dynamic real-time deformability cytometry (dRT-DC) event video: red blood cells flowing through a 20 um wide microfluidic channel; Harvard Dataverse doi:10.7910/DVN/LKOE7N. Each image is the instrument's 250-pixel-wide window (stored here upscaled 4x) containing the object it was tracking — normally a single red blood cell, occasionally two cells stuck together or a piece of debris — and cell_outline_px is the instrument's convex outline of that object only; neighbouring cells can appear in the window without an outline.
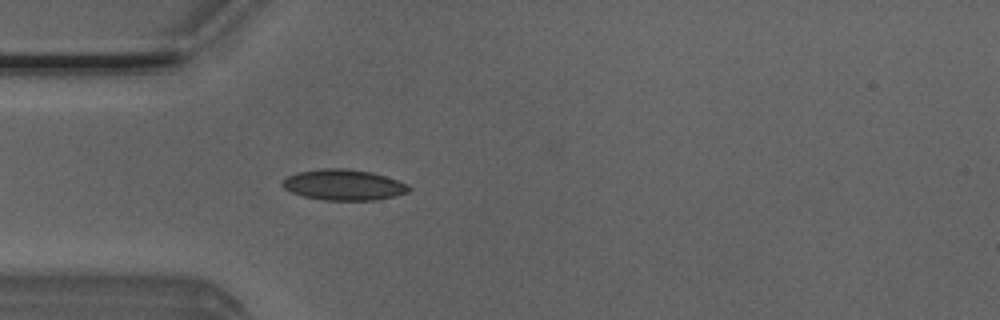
{"species": "Egyptian fruit bat (a non-hibernating species)", "species_latin": "Rousettus aegyptiacus", "temperature_condition": "room temperature", "stored_images_in_passage": 43, "camera_frame_rate_fps": 3000, "um_per_image_px": 0.085, "animal": {"sex": "male"}, "frame": {"image": 1, "passage_image": 5, "time_ms": 1.333, "image_size_px": [1000, 320], "cell_outline_px": [[412, 188], [408, 192], [396, 196], [376, 200], [324, 200], [304, 196], [292, 192], [284, 188], [280, 184], [280, 180], [288, 176], [300, 172], [324, 168], [344, 168], [372, 172], [396, 180]], "centroid_in_image_um": [29.19, 15.71], "position_along_channel_um": 55.8, "area_um2": 22.54}}
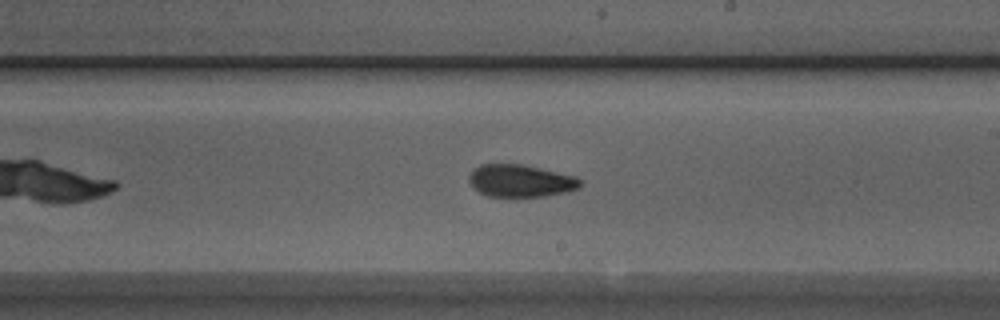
{"frame": {"image": 2, "passage_image": 20, "time_ms": 6.333, "image_size_px": [1000, 320], "cell_outline_px": [[580, 188], [568, 192], [544, 196], [516, 200], [488, 196], [472, 188], [468, 180], [468, 176], [480, 164], [520, 164], [576, 176], [580, 180]], "centroid_in_image_um": [44.22, 15.42], "position_along_channel_um": 244.8, "area_um2": 21.68}}
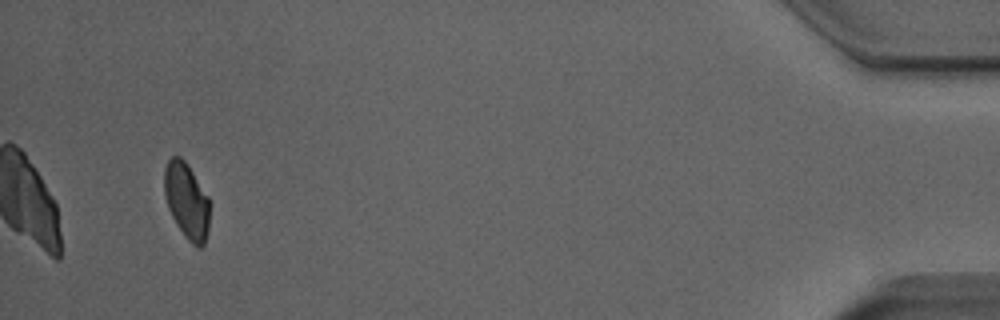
{"frame": {"image": 3, "passage_image": 40, "time_ms": 13.0, "image_size_px": [1000, 320], "cell_outline_px": [[208, 228], [204, 244], [200, 248], [196, 248], [184, 236], [176, 224], [168, 208], [164, 196], [164, 168], [168, 160], [172, 156], [180, 156], [184, 160], [208, 196]], "centroid_in_image_um": [15.84, 17.07], "position_along_channel_um": 419.4, "area_um2": 19.94}, "authors_computed_cell_mechanics": {"area_um2": 21.097, "velocity_mm_per_s": 3.8589, "shape_relaxation_time_tau1_ms": null, "shape_relaxation_time_tau2_ms": 2.4439, "deformation_change_tau1": null, "deformation_change_tau2": 0.0702}}